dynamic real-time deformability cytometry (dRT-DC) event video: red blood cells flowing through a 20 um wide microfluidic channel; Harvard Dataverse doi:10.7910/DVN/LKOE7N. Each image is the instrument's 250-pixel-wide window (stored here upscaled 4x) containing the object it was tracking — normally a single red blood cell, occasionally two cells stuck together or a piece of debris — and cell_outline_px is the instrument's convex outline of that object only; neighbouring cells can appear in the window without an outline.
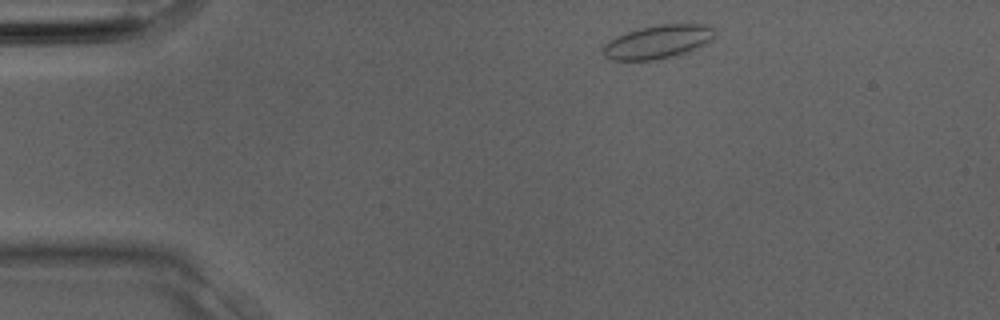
{"species": "Egyptian fruit bat (a non-hibernating species)", "species_latin": "Rousettus aegyptiacus", "temperature_condition": "room temperature", "stored_images_in_passage": 3, "camera_frame_rate_fps": 3000, "um_per_image_px": 0.085, "animal": {"sex": "male"}, "frame": {"image": 1, "passage_image": 1, "time_ms": 0.0, "image_size_px": [1000, 320], "cell_outline_px": [[712, 40], [688, 52], [672, 56], [652, 60], [608, 60], [604, 56], [604, 44], [608, 40], [616, 36], [640, 28], [660, 24], [708, 24], [712, 28]], "centroid_in_image_um": [55.88, 3.56], "position_along_channel_um": 29.1, "area_um2": 21.56}}